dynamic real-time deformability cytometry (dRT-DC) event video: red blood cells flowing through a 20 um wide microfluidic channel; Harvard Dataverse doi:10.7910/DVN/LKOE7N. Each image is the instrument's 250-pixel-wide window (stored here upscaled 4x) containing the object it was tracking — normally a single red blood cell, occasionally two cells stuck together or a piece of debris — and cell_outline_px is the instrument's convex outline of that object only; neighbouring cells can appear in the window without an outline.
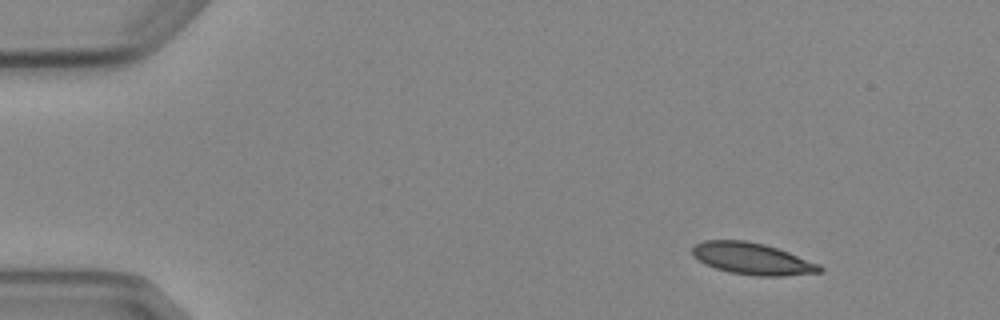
{"species": "Egyptian fruit bat (a non-hibernating species)", "species_latin": "Rousettus aegyptiacus", "temperature_condition": "cold", "stored_images_in_passage": 7, "camera_frame_rate_fps": 3000, "um_per_image_px": 0.085, "animal": {"sex": "female"}, "frame": {"image": 1, "passage_image": 1, "time_ms": 0.0, "image_size_px": [1000, 320], "cell_outline_px": [[824, 272], [784, 276], [756, 276], [728, 272], [704, 264], [692, 256], [692, 248], [696, 244], [704, 240], [744, 240], [764, 244], [788, 252], [820, 264], [824, 268]], "centroid_in_image_um": [63.95, 22.0], "position_along_channel_um": 21.0, "area_um2": 23.7}}
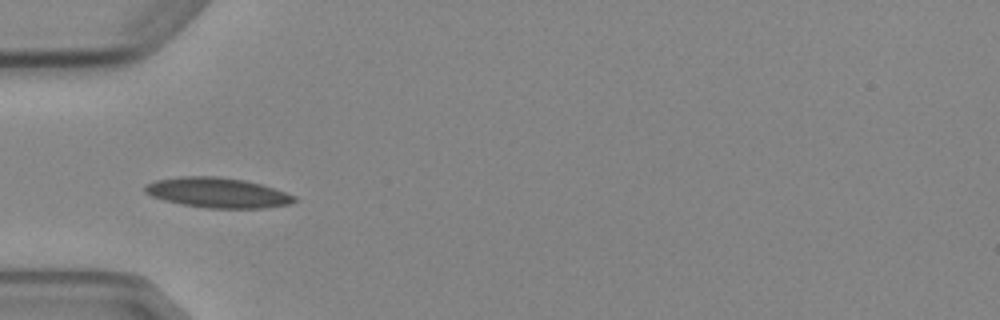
{"frame": {"image": 2, "passage_image": 4, "time_ms": 3.667, "image_size_px": [1000, 320], "cell_outline_px": [[296, 200], [288, 204], [264, 208], [208, 208], [184, 204], [164, 200], [152, 196], [144, 192], [144, 188], [148, 184], [156, 180], [180, 176], [216, 176], [244, 180], [260, 184], [296, 196]], "centroid_in_image_um": [18.48, 16.37], "position_along_channel_um": 66.5, "area_um2": 25.84}}
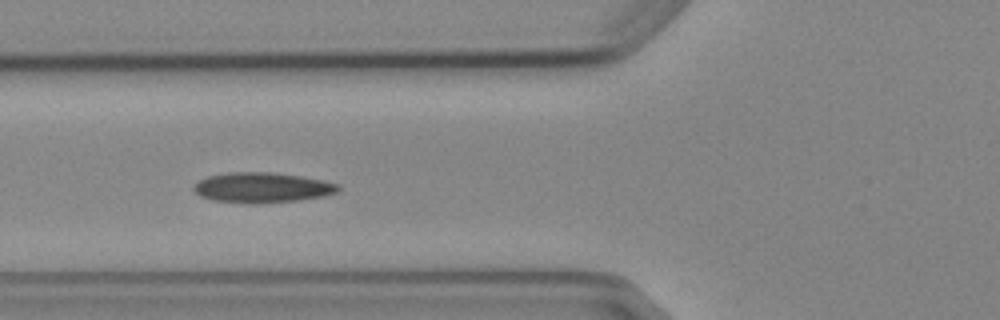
{"frame": {"image": 3, "passage_image": 5, "time_ms": 4.667, "image_size_px": [1000, 320], "cell_outline_px": [[340, 188], [336, 192], [324, 196], [300, 200], [256, 204], [252, 204], [212, 200], [200, 196], [192, 188], [192, 184], [208, 176], [228, 172], [268, 172], [300, 176], [324, 180], [340, 184]], "centroid_in_image_um": [22.27, 15.95], "position_along_channel_um": 103.5, "area_um2": 25.61}}